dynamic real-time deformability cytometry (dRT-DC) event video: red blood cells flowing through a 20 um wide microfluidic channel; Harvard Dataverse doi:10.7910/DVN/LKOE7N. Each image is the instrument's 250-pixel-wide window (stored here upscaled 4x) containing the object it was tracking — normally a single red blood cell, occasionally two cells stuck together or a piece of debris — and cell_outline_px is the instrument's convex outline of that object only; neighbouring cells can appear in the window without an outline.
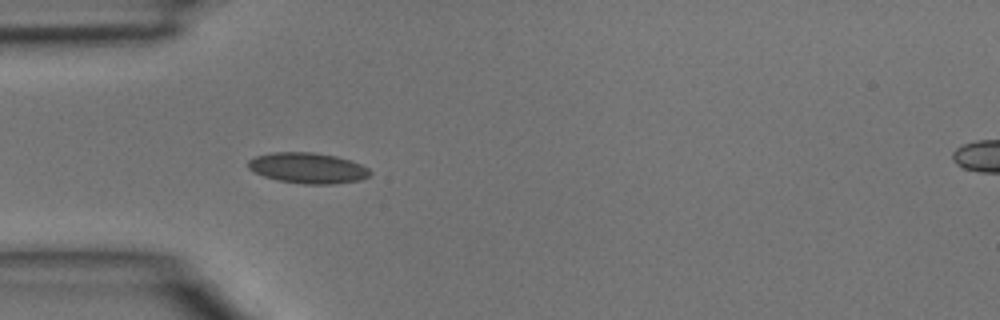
{"species": "common noctule bat (a hibernating species)", "species_latin": "Nyctalus noctula", "temperature_condition": "room temperature", "stored_images_in_passage": 2, "segment_of_instrument_passage": [1, 2], "camera_frame_rate_fps": 3000, "um_per_image_px": 0.085, "animal": {"sex": "male", "body_mass_g": 15.6}, "frame": {"image": 1, "passage_image": 1, "time_ms": 0.0, "image_size_px": [1000, 320], "cell_outline_px": [[372, 172], [368, 176], [360, 180], [332, 184], [304, 184], [280, 180], [264, 176], [248, 168], [248, 160], [256, 156], [272, 152], [312, 152], [336, 156], [360, 164], [368, 168]], "centroid_in_image_um": [26.16, 14.28], "position_along_channel_um": 58.8, "area_um2": 21.56}}